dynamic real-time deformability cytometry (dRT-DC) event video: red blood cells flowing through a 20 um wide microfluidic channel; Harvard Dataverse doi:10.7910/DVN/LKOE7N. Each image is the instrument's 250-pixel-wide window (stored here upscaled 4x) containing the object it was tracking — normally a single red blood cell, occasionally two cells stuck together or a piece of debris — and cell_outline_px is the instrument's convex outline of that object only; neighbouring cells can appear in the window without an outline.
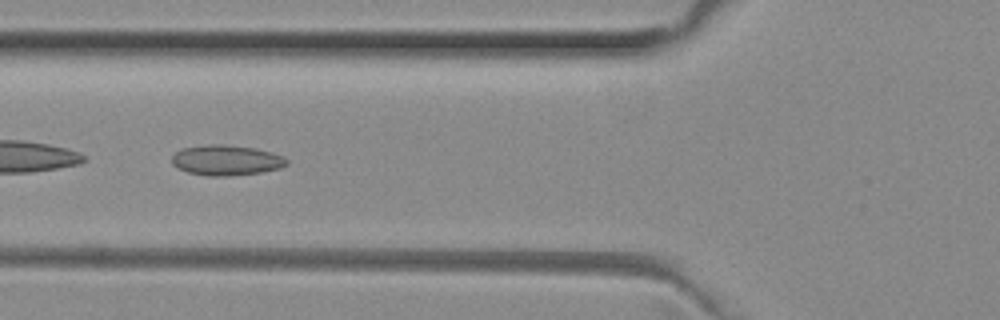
{"species": "common noctule bat (a hibernating species)", "species_latin": "Nyctalus noctula", "temperature_condition": "room temperature", "stored_images_in_passage": 45, "camera_frame_rate_fps": 3000, "um_per_image_px": 0.085, "animal": {"sex": "female", "body_mass_g": 29.2, "forearm_length_mm": 56.3}, "frame": {"image": 1, "passage_image": 14, "time_ms": 4.333, "image_size_px": [1000, 320], "cell_outline_px": [[288, 164], [280, 168], [260, 172], [228, 176], [208, 176], [188, 172], [176, 168], [172, 164], [172, 156], [180, 148], [208, 144], [224, 144], [256, 148], [272, 152], [284, 156], [288, 160]], "centroid_in_image_um": [19.23, 13.61], "position_along_channel_um": 106.6, "area_um2": 20.52}}
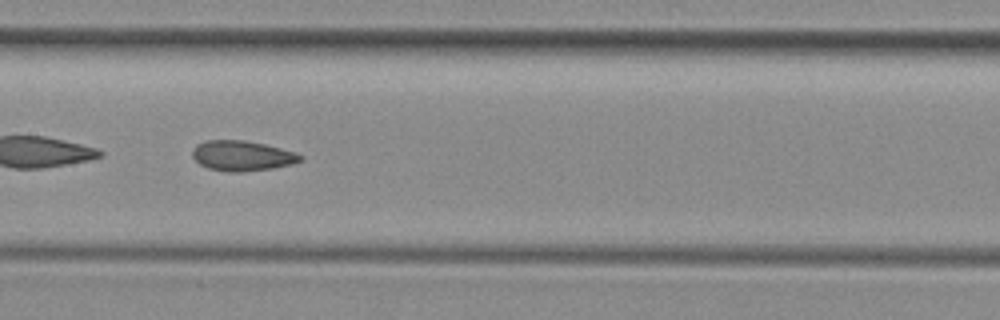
{"frame": {"image": 2, "passage_image": 20, "time_ms": 6.333, "image_size_px": [1000, 320], "cell_outline_px": [[304, 160], [292, 164], [272, 168], [240, 172], [228, 172], [208, 168], [200, 164], [192, 156], [192, 148], [196, 144], [208, 140], [244, 140], [264, 144], [296, 152], [304, 156]], "centroid_in_image_um": [20.59, 13.24], "position_along_channel_um": 186.8, "area_um2": 19.07}, "authors_computed_cell_mechanics": {"area_um2": 19.1318, "velocity_mm_per_s": 4.004, "shape_relaxation_time_tau1_ms": null, "shape_relaxation_time_tau2_ms": 2.418, "deformation_change_tau1": null, "deformation_change_tau2": 0.0896}}